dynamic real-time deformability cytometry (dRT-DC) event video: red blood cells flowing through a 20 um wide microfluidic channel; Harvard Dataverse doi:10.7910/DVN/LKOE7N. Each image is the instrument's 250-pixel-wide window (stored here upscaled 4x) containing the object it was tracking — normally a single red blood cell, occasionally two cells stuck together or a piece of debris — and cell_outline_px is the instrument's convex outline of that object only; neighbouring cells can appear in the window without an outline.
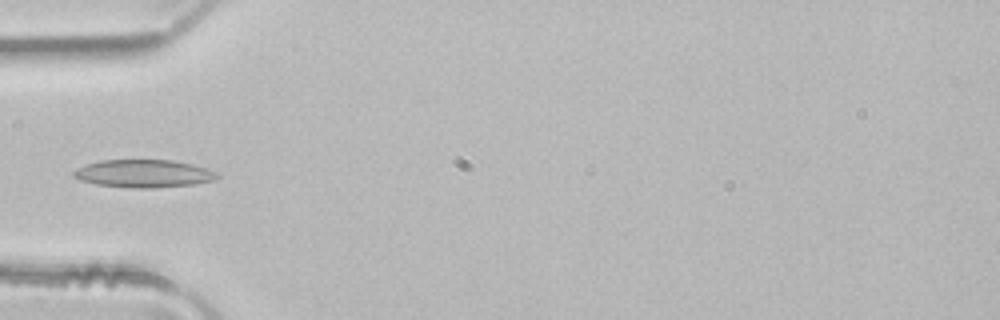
{"species": "common noctule bat (a hibernating species)", "species_latin": "Nyctalus noctula", "temperature_condition": "room temperature", "stored_images_in_passage": 3, "camera_frame_rate_fps": 3000, "um_per_image_px": 0.085, "animal": {"sex": "male", "body_mass_g": 21.5, "forearm_length_mm": 52.0}, "frame": {"image": 1, "passage_image": 3, "time_ms": 0.667, "image_size_px": [1000, 320], "cell_outline_px": [[220, 176], [216, 180], [192, 184], [156, 188], [132, 188], [96, 184], [80, 180], [72, 176], [72, 172], [76, 168], [100, 160], [172, 160], [192, 164], [216, 172]], "centroid_in_image_um": [12.19, 14.76], "position_along_channel_um": 72.8, "area_um2": 23.24}}